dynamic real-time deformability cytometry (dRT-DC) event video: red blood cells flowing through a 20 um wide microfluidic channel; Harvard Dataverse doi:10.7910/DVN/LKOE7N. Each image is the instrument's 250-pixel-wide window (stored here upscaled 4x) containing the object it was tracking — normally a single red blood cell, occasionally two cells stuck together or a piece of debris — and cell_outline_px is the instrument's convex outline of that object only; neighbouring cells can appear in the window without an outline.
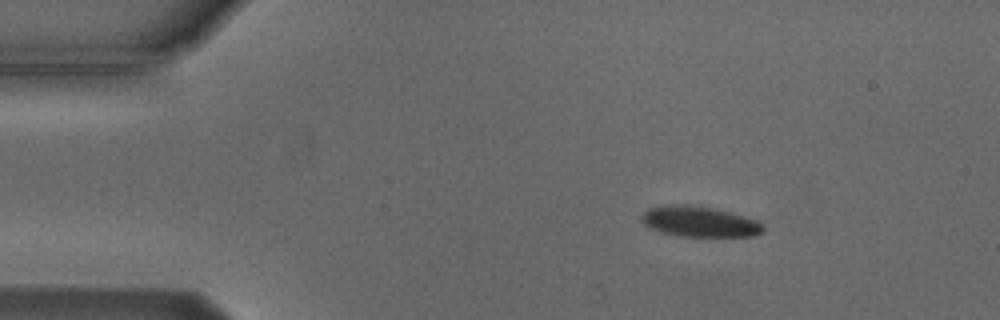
{"species": "Egyptian fruit bat (a non-hibernating species)", "species_latin": "Rousettus aegyptiacus", "temperature_condition": "cold", "stored_images_in_passage": 4, "camera_frame_rate_fps": 3000, "um_per_image_px": 0.085, "animal": {"sex": "male"}, "frame": {"image": 1, "passage_image": 2, "time_ms": 1.0, "image_size_px": [1000, 320], "cell_outline_px": [[764, 232], [756, 236], [676, 236], [660, 232], [648, 228], [640, 220], [640, 216], [648, 208], [676, 204], [684, 204], [712, 208], [728, 212], [756, 220], [764, 228]], "centroid_in_image_um": [59.4, 18.85], "position_along_channel_um": 25.6, "area_um2": 21.56}}